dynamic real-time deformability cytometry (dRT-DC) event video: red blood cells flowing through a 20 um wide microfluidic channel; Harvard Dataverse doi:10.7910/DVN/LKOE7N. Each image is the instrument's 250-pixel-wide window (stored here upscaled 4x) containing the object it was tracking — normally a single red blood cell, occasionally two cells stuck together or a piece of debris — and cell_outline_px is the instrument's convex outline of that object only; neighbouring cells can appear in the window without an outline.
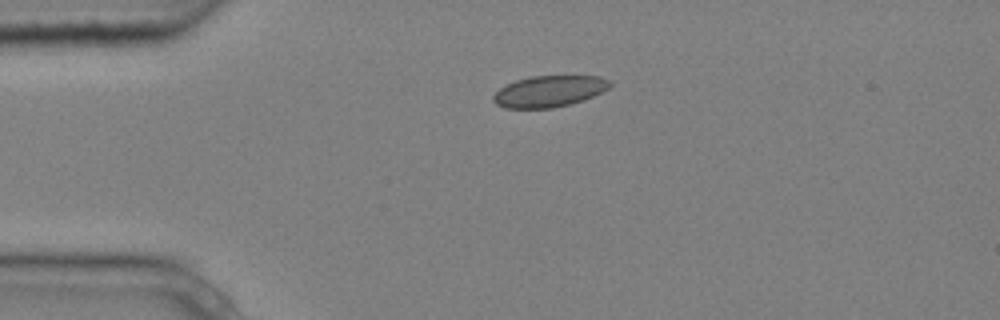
{"species": "common noctule bat (a hibernating species)", "species_latin": "Nyctalus noctula", "temperature_condition": "cold", "stored_images_in_passage": 2, "camera_frame_rate_fps": 3000, "um_per_image_px": 0.085, "animal": {"sex": "male", "body_mass_g": 20.4}, "frame": {"image": 1, "passage_image": 1, "time_ms": 0.0, "image_size_px": [1000, 320], "cell_outline_px": [[612, 84], [608, 88], [592, 96], [568, 104], [552, 108], [504, 108], [496, 104], [492, 100], [492, 96], [500, 88], [516, 80], [532, 76], [600, 76], [612, 80]], "centroid_in_image_um": [46.66, 7.75], "position_along_channel_um": 38.3, "area_um2": 21.1}}